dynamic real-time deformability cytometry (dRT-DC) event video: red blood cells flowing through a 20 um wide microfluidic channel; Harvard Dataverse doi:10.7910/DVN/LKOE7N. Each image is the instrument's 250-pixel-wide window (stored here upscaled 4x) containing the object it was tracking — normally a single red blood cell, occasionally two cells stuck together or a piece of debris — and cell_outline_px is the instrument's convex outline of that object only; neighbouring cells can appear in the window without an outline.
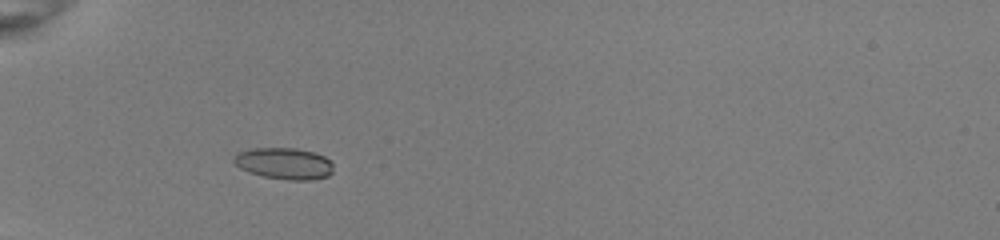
{"species": "common noctule bat (a hibernating species)", "species_latin": "Nyctalus noctula", "temperature_condition": "room temperature", "stored_images_in_passage": 49, "camera_frame_rate_fps": 3000, "um_per_image_px": 0.085, "animal": {"sex": "female", "body_mass_g": 22.0, "forearm_length_mm": 56.7}, "frame": {"image": 1, "passage_image": 15, "time_ms": 4.667, "image_size_px": [1000, 240], "cell_outline_px": [[332, 172], [328, 176], [312, 180], [288, 180], [264, 176], [248, 172], [240, 168], [232, 160], [232, 156], [240, 152], [256, 148], [292, 148], [312, 152], [324, 156], [332, 160]], "centroid_in_image_um": [24.16, 13.9], "position_along_channel_um": 60.8, "area_um2": 18.21}}
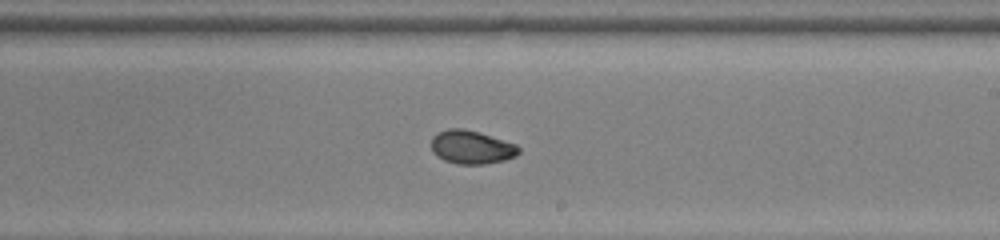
{"frame": {"image": 2, "passage_image": 30, "time_ms": 9.667, "image_size_px": [1000, 240], "cell_outline_px": [[520, 152], [516, 156], [504, 160], [484, 164], [456, 164], [444, 160], [436, 156], [432, 152], [432, 136], [436, 132], [448, 128], [464, 128], [480, 132], [516, 144], [520, 148]], "centroid_in_image_um": [40.06, 12.5], "position_along_channel_um": 248.9, "area_um2": 17.28}}
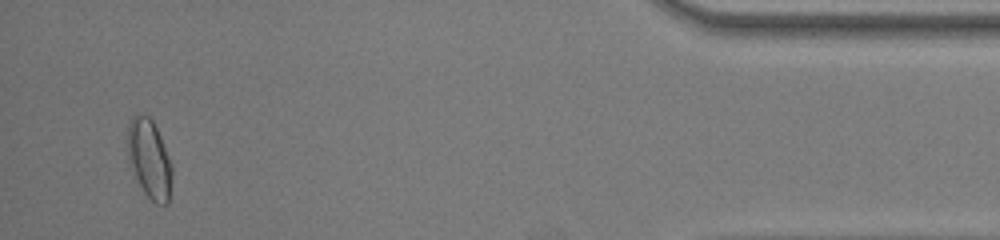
{"frame": {"image": 3, "passage_image": 47, "time_ms": 15.333, "image_size_px": [1000, 240], "cell_outline_px": [[172, 180], [168, 204], [156, 204], [144, 192], [128, 160], [128, 128], [132, 116], [148, 116], [152, 120], [160, 136], [168, 156], [172, 168]], "centroid_in_image_um": [12.71, 13.54], "position_along_channel_um": 422.5, "area_um2": 19.88}, "authors_computed_cell_mechanics": {"area_um2": 17.34, "velocity_mm_per_s": 4.0219, "shape_relaxation_time_tau1_ms": 5.4292, "shape_relaxation_time_tau2_ms": 1.2309, "deformation_change_tau1": 0.1611, "deformation_change_tau2": 0.0437}}